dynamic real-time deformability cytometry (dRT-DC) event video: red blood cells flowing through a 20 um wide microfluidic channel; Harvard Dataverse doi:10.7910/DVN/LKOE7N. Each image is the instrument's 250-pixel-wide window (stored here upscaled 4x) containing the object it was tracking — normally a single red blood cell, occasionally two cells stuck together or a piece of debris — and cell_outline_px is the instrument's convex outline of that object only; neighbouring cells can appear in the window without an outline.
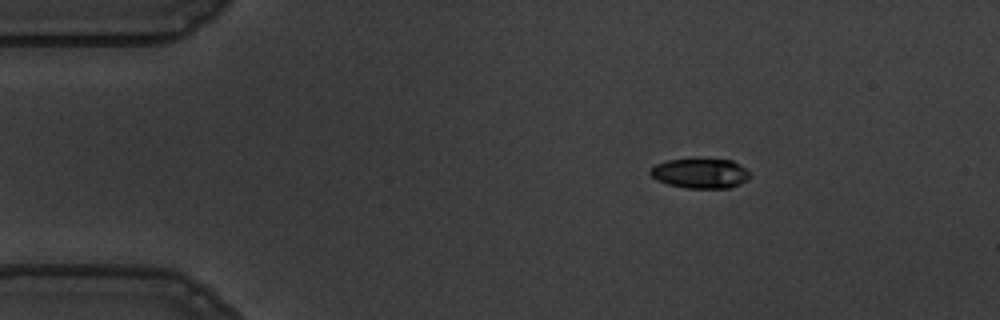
{"species": "common noctule bat (a hibernating species)", "species_latin": "Nyctalus noctula", "temperature_condition": "warm", "stored_images_in_passage": 9, "camera_frame_rate_fps": 3000, "um_per_image_px": 0.085, "animal": {"sex": "male", "body_mass_g": 19.5, "forearm_length_mm": 54.6}, "frame": {"image": 1, "passage_image": 1, "time_ms": 0.0, "image_size_px": [1000, 320], "cell_outline_px": [[752, 176], [748, 180], [740, 184], [728, 188], [688, 188], [668, 184], [656, 180], [648, 172], [656, 164], [668, 160], [696, 156], [732, 160], [740, 164]], "centroid_in_image_um": [59.54, 14.69], "position_along_channel_um": 25.5, "area_um2": 18.03}}